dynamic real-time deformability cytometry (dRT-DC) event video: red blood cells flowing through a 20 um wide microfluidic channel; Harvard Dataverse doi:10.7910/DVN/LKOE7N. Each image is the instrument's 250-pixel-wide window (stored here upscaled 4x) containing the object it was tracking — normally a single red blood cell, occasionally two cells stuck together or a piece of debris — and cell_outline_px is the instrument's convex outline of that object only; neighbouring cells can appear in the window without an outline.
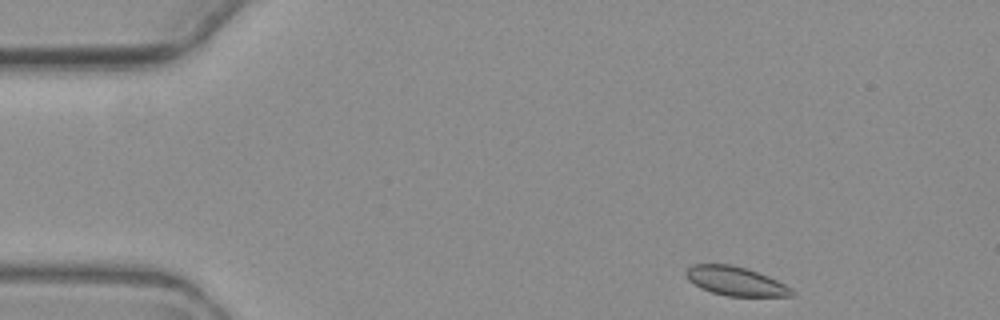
{"species": "common noctule bat (a hibernating species)", "species_latin": "Nyctalus noctula", "temperature_condition": "warm", "stored_images_in_passage": 4, "camera_frame_rate_fps": 3000, "um_per_image_px": 0.085, "animal": {"sex": "female", "body_mass_g": 19.3, "forearm_length_mm": 54.1}, "frame": {"image": 1, "passage_image": 1, "time_ms": 0.0, "image_size_px": [1000, 320], "cell_outline_px": [[796, 292], [792, 296], [728, 296], [712, 292], [700, 288], [688, 280], [684, 272], [692, 264], [732, 264], [748, 268], [768, 276], [792, 288]], "centroid_in_image_um": [62.52, 23.89], "position_along_channel_um": 22.5, "area_um2": 17.98}}
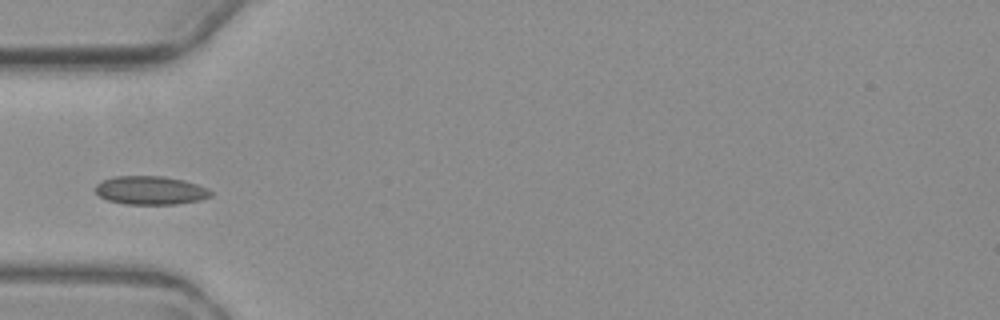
{"frame": {"image": 2, "passage_image": 4, "time_ms": 3.667, "image_size_px": [1000, 320], "cell_outline_px": [[212, 196], [200, 200], [176, 204], [124, 204], [108, 200], [100, 196], [92, 188], [100, 180], [112, 176], [164, 176], [184, 180], [208, 188], [212, 192]], "centroid_in_image_um": [12.76, 16.17], "position_along_channel_um": 72.2, "area_um2": 19.42}}